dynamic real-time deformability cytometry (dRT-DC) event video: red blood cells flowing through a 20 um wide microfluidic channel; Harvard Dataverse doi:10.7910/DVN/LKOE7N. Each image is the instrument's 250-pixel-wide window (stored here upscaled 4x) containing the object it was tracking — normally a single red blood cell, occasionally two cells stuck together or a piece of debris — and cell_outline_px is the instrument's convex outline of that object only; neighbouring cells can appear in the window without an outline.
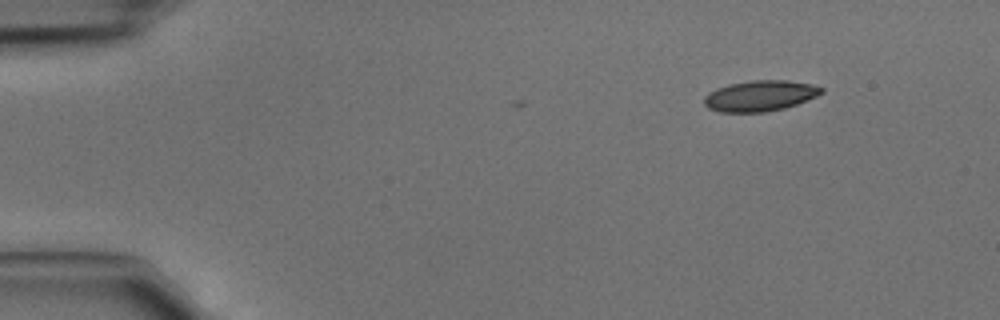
{"species": "common noctule bat (a hibernating species)", "species_latin": "Nyctalus noctula", "temperature_condition": "cold", "stored_images_in_passage": 4, "camera_frame_rate_fps": 3000, "um_per_image_px": 0.085, "animal": {"sex": "male", "body_mass_g": 15.6}, "frame": {"image": 1, "passage_image": 1, "time_ms": 0.0, "image_size_px": [1000, 320], "cell_outline_px": [[824, 92], [816, 96], [796, 104], [784, 108], [764, 112], [720, 112], [708, 108], [704, 104], [704, 96], [708, 92], [716, 88], [728, 84], [752, 80], [788, 80], [812, 84], [824, 88]], "centroid_in_image_um": [64.58, 8.13], "position_along_channel_um": 20.4, "area_um2": 21.1}}